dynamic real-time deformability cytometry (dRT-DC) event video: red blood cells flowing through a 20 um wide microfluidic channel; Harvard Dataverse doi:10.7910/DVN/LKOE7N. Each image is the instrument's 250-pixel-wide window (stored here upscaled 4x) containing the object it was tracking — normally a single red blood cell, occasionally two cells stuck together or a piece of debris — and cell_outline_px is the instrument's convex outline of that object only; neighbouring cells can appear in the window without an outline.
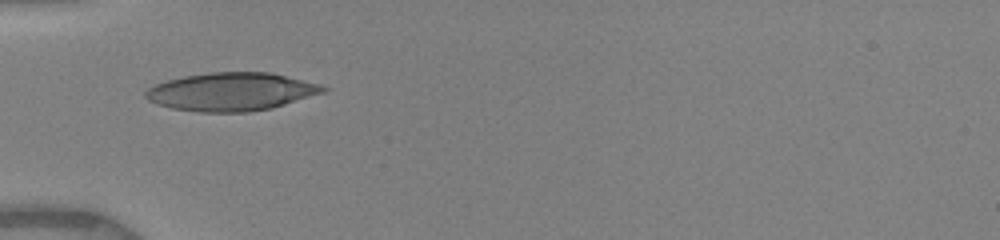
{"species": "human", "species_latin": "Homo sapiens", "temperature_condition": "warm", "stored_images_in_passage": 15, "camera_frame_rate_fps": 3000, "um_per_image_px": 0.085, "donor": {"sex": "female"}, "frame": {"image": 1, "passage_image": 5, "time_ms": 4.333, "image_size_px": [1000, 240], "cell_outline_px": [[328, 88], [324, 92], [272, 108], [248, 112], [200, 112], [172, 108], [156, 104], [148, 100], [144, 96], [144, 92], [148, 88], [156, 84], [168, 80], [184, 76], [208, 72], [268, 72], [320, 84]], "centroid_in_image_um": [19.63, 7.8], "position_along_channel_um": 65.4, "area_um2": 39.3}}
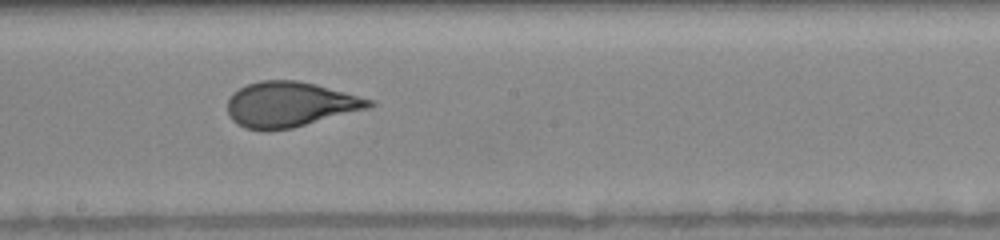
{"frame": {"image": 2, "passage_image": 9, "time_ms": 8.333, "image_size_px": [1000, 240], "cell_outline_px": [[376, 104], [368, 108], [292, 128], [268, 132], [264, 132], [244, 128], [232, 120], [228, 112], [228, 100], [232, 92], [248, 84], [260, 80], [296, 80], [316, 84], [372, 100]], "centroid_in_image_um": [24.59, 8.89], "position_along_channel_um": 223.6, "area_um2": 37.28}}
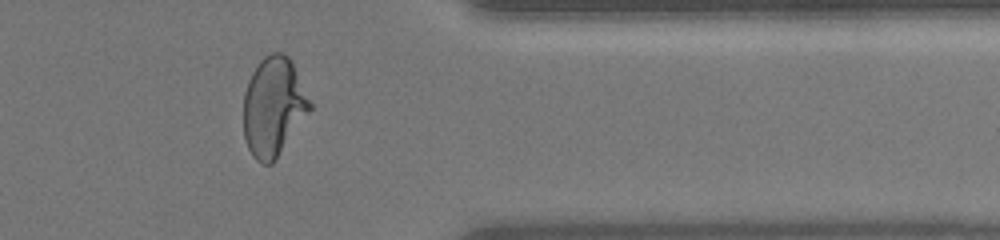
{"frame": {"image": 3, "passage_image": 13, "time_ms": 12.667, "image_size_px": [1000, 240], "cell_outline_px": [[312, 108], [276, 160], [272, 164], [260, 164], [252, 156], [248, 148], [244, 136], [244, 92], [248, 80], [252, 72], [260, 60], [268, 52], [284, 52], [288, 56], [312, 104]], "centroid_in_image_um": [23.23, 9.09], "position_along_channel_um": 388.2, "area_um2": 38.32}, "authors_computed_cell_mechanics": {"area_um2": 37.1654, "velocity_mm_per_s": 4.0118, "shape_relaxation_time_tau1_ms": 5.1392, "shape_relaxation_time_tau2_ms": null, "deformation_change_tau1": 0.208, "deformation_change_tau2": null}}